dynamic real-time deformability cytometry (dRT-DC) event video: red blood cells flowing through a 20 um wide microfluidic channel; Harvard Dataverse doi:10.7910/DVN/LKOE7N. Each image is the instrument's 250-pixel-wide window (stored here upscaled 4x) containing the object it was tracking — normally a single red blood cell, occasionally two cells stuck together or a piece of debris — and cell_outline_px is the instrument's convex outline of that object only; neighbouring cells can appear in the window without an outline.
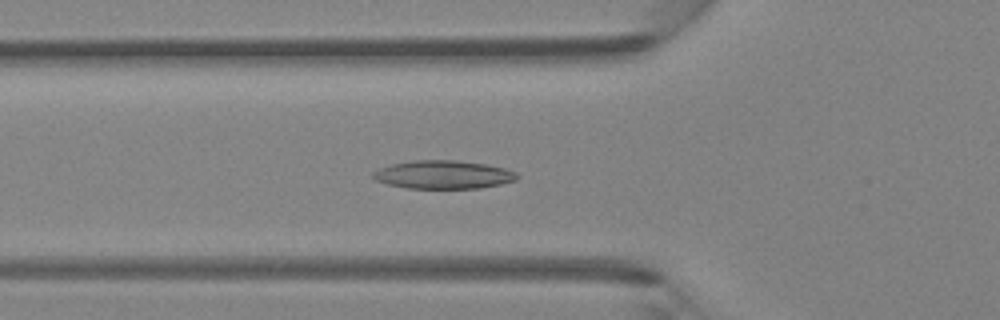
{"species": "Egyptian fruit bat (a non-hibernating species)", "species_latin": "Rousettus aegyptiacus", "temperature_condition": "room temperature", "stored_images_in_passage": 47, "camera_frame_rate_fps": 3000, "um_per_image_px": 0.085, "animal": {"sex": "female"}, "frame": {"image": 1, "passage_image": 17, "time_ms": 5.333, "image_size_px": [1000, 320], "cell_outline_px": [[520, 176], [516, 180], [500, 184], [480, 188], [408, 188], [388, 184], [376, 180], [372, 176], [372, 172], [380, 168], [392, 164], [416, 160], [456, 160], [484, 164], [504, 168], [516, 172]], "centroid_in_image_um": [37.69, 14.84], "position_along_channel_um": 88.1, "area_um2": 23.58}}
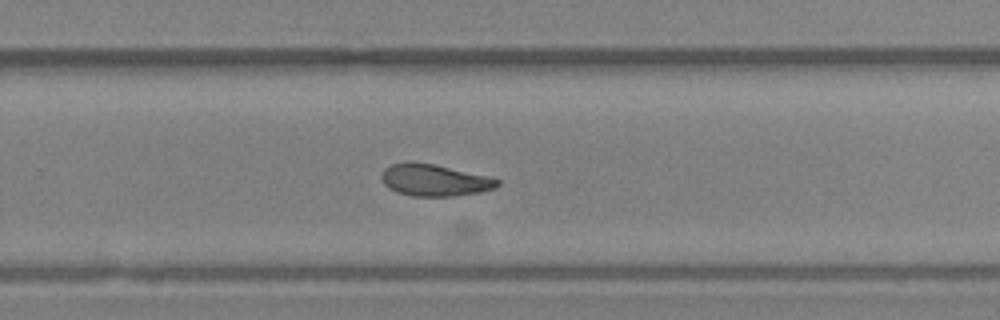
{"frame": {"image": 2, "passage_image": 31, "time_ms": 10.0, "image_size_px": [1000, 320], "cell_outline_px": [[500, 184], [492, 188], [480, 192], [452, 196], [412, 196], [396, 192], [388, 188], [384, 184], [380, 176], [384, 168], [392, 164], [432, 164], [484, 176], [500, 180]], "centroid_in_image_um": [36.88, 15.35], "position_along_channel_um": 292.9, "area_um2": 20.69}}
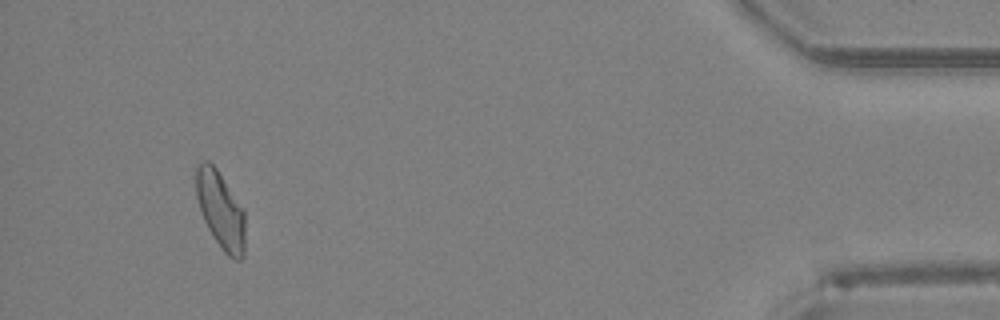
{"frame": {"image": 3, "passage_image": 44, "time_ms": 14.333, "image_size_px": [1000, 320], "cell_outline_px": [[244, 256], [240, 260], [236, 260], [228, 256], [224, 252], [212, 236], [200, 212], [196, 196], [196, 164], [200, 160], [208, 160], [216, 168], [244, 208]], "centroid_in_image_um": [18.74, 17.84], "position_along_channel_um": 416.5, "area_um2": 22.25}}